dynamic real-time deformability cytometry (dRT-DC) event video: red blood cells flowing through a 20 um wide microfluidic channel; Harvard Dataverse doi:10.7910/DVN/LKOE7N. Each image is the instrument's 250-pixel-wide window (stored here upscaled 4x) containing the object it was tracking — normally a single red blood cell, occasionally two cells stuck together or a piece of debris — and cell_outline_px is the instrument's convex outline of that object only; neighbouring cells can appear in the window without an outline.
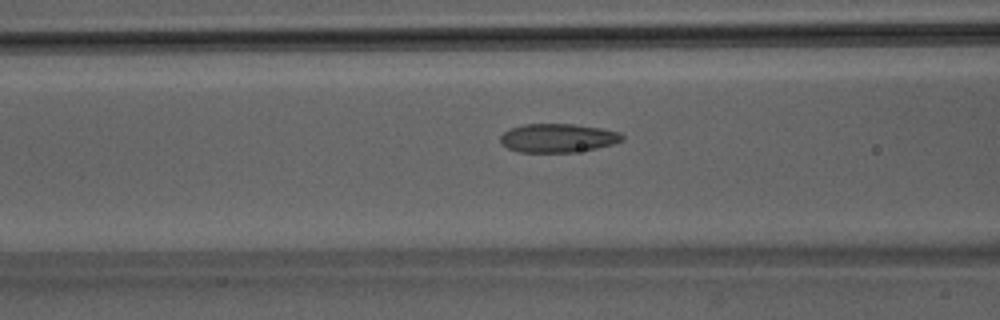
{"species": "Egyptian fruit bat (a non-hibernating species)", "species_latin": "Rousettus aegyptiacus", "temperature_condition": "room temperature", "stored_images_in_passage": 51, "camera_frame_rate_fps": 3000, "um_per_image_px": 0.085, "animal": {"sex": "male"}, "frame": {"image": 1, "passage_image": 21, "time_ms": 6.667, "image_size_px": [1000, 320], "cell_outline_px": [[624, 140], [612, 144], [596, 148], [572, 152], [520, 152], [508, 148], [500, 140], [500, 136], [508, 128], [524, 124], [572, 124], [604, 128], [620, 132], [624, 136]], "centroid_in_image_um": [47.43, 11.72], "position_along_channel_um": 119.2, "area_um2": 20.4}}
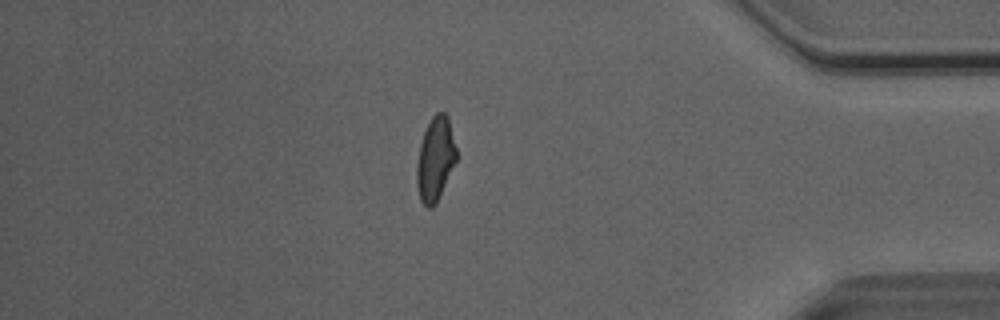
{"frame": {"image": 2, "passage_image": 44, "time_ms": 14.333, "image_size_px": [1000, 320], "cell_outline_px": [[456, 160], [436, 204], [432, 208], [428, 208], [420, 200], [416, 184], [416, 164], [420, 144], [424, 132], [432, 116], [436, 112], [444, 112], [448, 116], [456, 148]], "centroid_in_image_um": [36.98, 13.52], "position_along_channel_um": 398.2, "area_um2": 19.31}}
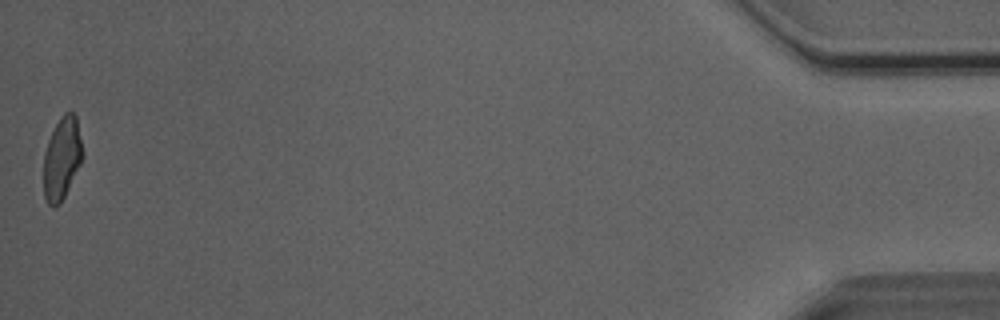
{"frame": {"image": 3, "passage_image": 51, "time_ms": 16.667, "image_size_px": [1000, 320], "cell_outline_px": [[84, 156], [60, 204], [48, 204], [44, 196], [44, 152], [48, 140], [60, 116], [64, 112], [72, 112], [76, 116]], "centroid_in_image_um": [5.26, 13.42], "position_along_channel_um": 429.9, "area_um2": 18.44}, "authors_computed_cell_mechanics": {"area_um2": 20.23, "velocity_mm_per_s": 4.0707, "shape_relaxation_time_tau1_ms": null, "shape_relaxation_time_tau2_ms": 1.8326, "deformation_change_tau1": null, "deformation_change_tau2": 0.0847}}